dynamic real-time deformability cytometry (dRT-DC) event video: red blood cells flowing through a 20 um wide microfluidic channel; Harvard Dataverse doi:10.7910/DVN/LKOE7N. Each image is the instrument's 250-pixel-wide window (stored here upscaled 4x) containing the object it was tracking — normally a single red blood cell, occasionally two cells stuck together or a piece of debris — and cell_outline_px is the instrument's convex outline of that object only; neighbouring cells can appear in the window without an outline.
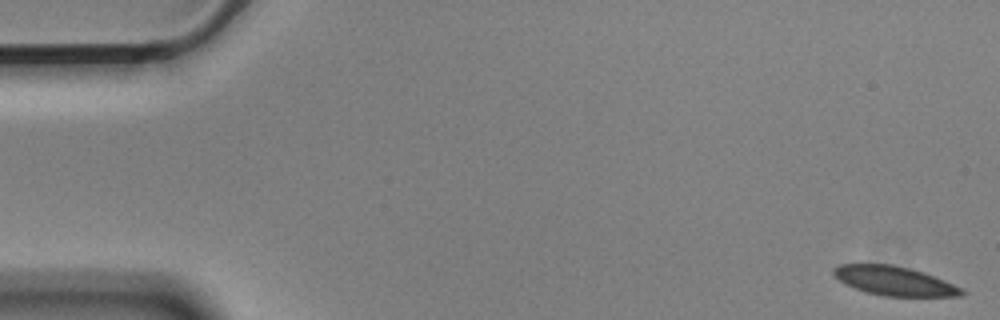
{"species": "Egyptian fruit bat (a non-hibernating species)", "species_latin": "Rousettus aegyptiacus", "temperature_condition": "cold", "stored_images_in_passage": 9, "camera_frame_rate_fps": 3000, "um_per_image_px": 0.085, "animal": {"sex": "male"}, "frame": {"image": 1, "passage_image": 1, "time_ms": 0.0, "image_size_px": [1000, 320], "cell_outline_px": [[968, 292], [960, 296], [884, 296], [868, 292], [844, 284], [832, 272], [832, 268], [840, 264], [892, 264], [924, 272], [964, 288]], "centroid_in_image_um": [76.06, 23.87], "position_along_channel_um": 8.9, "area_um2": 21.73}}